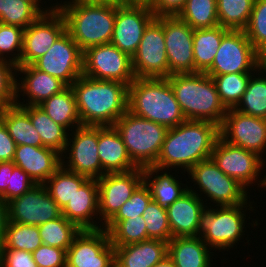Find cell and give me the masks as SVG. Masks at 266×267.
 <instances>
[{
  "label": "cell",
  "instance_id": "6da1fadb",
  "mask_svg": "<svg viewBox=\"0 0 266 267\" xmlns=\"http://www.w3.org/2000/svg\"><path fill=\"white\" fill-rule=\"evenodd\" d=\"M219 126L209 121L186 120L168 129L153 167L169 170L181 167L189 171L195 164L211 158L218 138Z\"/></svg>",
  "mask_w": 266,
  "mask_h": 267
},
{
  "label": "cell",
  "instance_id": "7a4b0ae2",
  "mask_svg": "<svg viewBox=\"0 0 266 267\" xmlns=\"http://www.w3.org/2000/svg\"><path fill=\"white\" fill-rule=\"evenodd\" d=\"M71 87L84 126H113L128 110L126 84L81 75Z\"/></svg>",
  "mask_w": 266,
  "mask_h": 267
},
{
  "label": "cell",
  "instance_id": "3957f363",
  "mask_svg": "<svg viewBox=\"0 0 266 267\" xmlns=\"http://www.w3.org/2000/svg\"><path fill=\"white\" fill-rule=\"evenodd\" d=\"M55 7L64 17L66 31L83 52L89 47L110 43L116 5L70 0Z\"/></svg>",
  "mask_w": 266,
  "mask_h": 267
},
{
  "label": "cell",
  "instance_id": "277c9868",
  "mask_svg": "<svg viewBox=\"0 0 266 267\" xmlns=\"http://www.w3.org/2000/svg\"><path fill=\"white\" fill-rule=\"evenodd\" d=\"M186 120L221 125L227 109L212 77L203 72L171 74L167 77Z\"/></svg>",
  "mask_w": 266,
  "mask_h": 267
},
{
  "label": "cell",
  "instance_id": "5b68a950",
  "mask_svg": "<svg viewBox=\"0 0 266 267\" xmlns=\"http://www.w3.org/2000/svg\"><path fill=\"white\" fill-rule=\"evenodd\" d=\"M128 110L168 129L186 121L168 78H135L128 86Z\"/></svg>",
  "mask_w": 266,
  "mask_h": 267
},
{
  "label": "cell",
  "instance_id": "8992f818",
  "mask_svg": "<svg viewBox=\"0 0 266 267\" xmlns=\"http://www.w3.org/2000/svg\"><path fill=\"white\" fill-rule=\"evenodd\" d=\"M120 133L132 162L138 168L153 167L168 128L127 110L113 125Z\"/></svg>",
  "mask_w": 266,
  "mask_h": 267
},
{
  "label": "cell",
  "instance_id": "52a82bcc",
  "mask_svg": "<svg viewBox=\"0 0 266 267\" xmlns=\"http://www.w3.org/2000/svg\"><path fill=\"white\" fill-rule=\"evenodd\" d=\"M247 204L220 206V208L218 206L217 209L206 206L200 214L197 237L202 238L211 250L233 248L245 232L244 211L254 210L252 204L250 207Z\"/></svg>",
  "mask_w": 266,
  "mask_h": 267
},
{
  "label": "cell",
  "instance_id": "ba28073f",
  "mask_svg": "<svg viewBox=\"0 0 266 267\" xmlns=\"http://www.w3.org/2000/svg\"><path fill=\"white\" fill-rule=\"evenodd\" d=\"M191 181L198 185L200 194H206L215 206L240 205L248 201L247 188L241 185L237 180L227 176L212 160L208 158L195 164L188 173ZM202 192V193H201Z\"/></svg>",
  "mask_w": 266,
  "mask_h": 267
},
{
  "label": "cell",
  "instance_id": "9c48e42d",
  "mask_svg": "<svg viewBox=\"0 0 266 267\" xmlns=\"http://www.w3.org/2000/svg\"><path fill=\"white\" fill-rule=\"evenodd\" d=\"M82 75L96 80L118 81L127 86L136 78L132 58L112 43L92 46L83 52Z\"/></svg>",
  "mask_w": 266,
  "mask_h": 267
},
{
  "label": "cell",
  "instance_id": "30bf717a",
  "mask_svg": "<svg viewBox=\"0 0 266 267\" xmlns=\"http://www.w3.org/2000/svg\"><path fill=\"white\" fill-rule=\"evenodd\" d=\"M259 68V55L244 30H228L207 75L252 73Z\"/></svg>",
  "mask_w": 266,
  "mask_h": 267
},
{
  "label": "cell",
  "instance_id": "8fae6325",
  "mask_svg": "<svg viewBox=\"0 0 266 267\" xmlns=\"http://www.w3.org/2000/svg\"><path fill=\"white\" fill-rule=\"evenodd\" d=\"M66 152L69 155L66 158L68 160L65 162V159L61 158V165L66 169L88 179L98 180L106 174L102 170L98 155V126L81 125L72 130L63 153Z\"/></svg>",
  "mask_w": 266,
  "mask_h": 267
},
{
  "label": "cell",
  "instance_id": "7c38bea8",
  "mask_svg": "<svg viewBox=\"0 0 266 267\" xmlns=\"http://www.w3.org/2000/svg\"><path fill=\"white\" fill-rule=\"evenodd\" d=\"M132 68L136 78L168 77L163 16L155 18L145 29L132 56Z\"/></svg>",
  "mask_w": 266,
  "mask_h": 267
},
{
  "label": "cell",
  "instance_id": "4fadbf2b",
  "mask_svg": "<svg viewBox=\"0 0 266 267\" xmlns=\"http://www.w3.org/2000/svg\"><path fill=\"white\" fill-rule=\"evenodd\" d=\"M32 65L71 86L82 75L83 51L65 31Z\"/></svg>",
  "mask_w": 266,
  "mask_h": 267
},
{
  "label": "cell",
  "instance_id": "5bb4252c",
  "mask_svg": "<svg viewBox=\"0 0 266 267\" xmlns=\"http://www.w3.org/2000/svg\"><path fill=\"white\" fill-rule=\"evenodd\" d=\"M155 18L146 3L116 5L114 30L110 43L132 58L145 29Z\"/></svg>",
  "mask_w": 266,
  "mask_h": 267
},
{
  "label": "cell",
  "instance_id": "9a60e30c",
  "mask_svg": "<svg viewBox=\"0 0 266 267\" xmlns=\"http://www.w3.org/2000/svg\"><path fill=\"white\" fill-rule=\"evenodd\" d=\"M220 138L227 143L256 153L266 151V119L228 109L219 126ZM265 149V150H264Z\"/></svg>",
  "mask_w": 266,
  "mask_h": 267
},
{
  "label": "cell",
  "instance_id": "2e32d148",
  "mask_svg": "<svg viewBox=\"0 0 266 267\" xmlns=\"http://www.w3.org/2000/svg\"><path fill=\"white\" fill-rule=\"evenodd\" d=\"M66 267H115L108 232L104 228L81 230L67 250Z\"/></svg>",
  "mask_w": 266,
  "mask_h": 267
},
{
  "label": "cell",
  "instance_id": "e0dca14e",
  "mask_svg": "<svg viewBox=\"0 0 266 267\" xmlns=\"http://www.w3.org/2000/svg\"><path fill=\"white\" fill-rule=\"evenodd\" d=\"M66 31V23L61 12L54 6L42 14L23 32V49L20 65H32L46 54L54 42Z\"/></svg>",
  "mask_w": 266,
  "mask_h": 267
},
{
  "label": "cell",
  "instance_id": "ac0fdd59",
  "mask_svg": "<svg viewBox=\"0 0 266 267\" xmlns=\"http://www.w3.org/2000/svg\"><path fill=\"white\" fill-rule=\"evenodd\" d=\"M7 205L8 221L20 224L39 226L62 215L44 184H36Z\"/></svg>",
  "mask_w": 266,
  "mask_h": 267
},
{
  "label": "cell",
  "instance_id": "d6986e66",
  "mask_svg": "<svg viewBox=\"0 0 266 267\" xmlns=\"http://www.w3.org/2000/svg\"><path fill=\"white\" fill-rule=\"evenodd\" d=\"M216 165L245 188L256 183L265 161L256 153L227 143L220 137L211 154Z\"/></svg>",
  "mask_w": 266,
  "mask_h": 267
},
{
  "label": "cell",
  "instance_id": "ffe728a7",
  "mask_svg": "<svg viewBox=\"0 0 266 267\" xmlns=\"http://www.w3.org/2000/svg\"><path fill=\"white\" fill-rule=\"evenodd\" d=\"M144 182V169L126 173H106L97 180L99 220L105 225ZM101 217V218H100Z\"/></svg>",
  "mask_w": 266,
  "mask_h": 267
},
{
  "label": "cell",
  "instance_id": "44dd1931",
  "mask_svg": "<svg viewBox=\"0 0 266 267\" xmlns=\"http://www.w3.org/2000/svg\"><path fill=\"white\" fill-rule=\"evenodd\" d=\"M168 77L171 74L194 73V29L178 16H163Z\"/></svg>",
  "mask_w": 266,
  "mask_h": 267
},
{
  "label": "cell",
  "instance_id": "7402d4cb",
  "mask_svg": "<svg viewBox=\"0 0 266 267\" xmlns=\"http://www.w3.org/2000/svg\"><path fill=\"white\" fill-rule=\"evenodd\" d=\"M18 75H25L21 81L16 84V103L18 106H38L46 99H49L54 94L61 92L67 85L60 79L53 77L45 72L36 69L33 65L17 66ZM21 82V84H20ZM19 92H23L22 96H27L26 104L20 102Z\"/></svg>",
  "mask_w": 266,
  "mask_h": 267
},
{
  "label": "cell",
  "instance_id": "603a6c76",
  "mask_svg": "<svg viewBox=\"0 0 266 267\" xmlns=\"http://www.w3.org/2000/svg\"><path fill=\"white\" fill-rule=\"evenodd\" d=\"M98 198L99 187L97 180L87 179L63 208L62 215L80 230L102 229L104 225L99 224V226L94 220L99 215Z\"/></svg>",
  "mask_w": 266,
  "mask_h": 267
},
{
  "label": "cell",
  "instance_id": "cb8c5ba5",
  "mask_svg": "<svg viewBox=\"0 0 266 267\" xmlns=\"http://www.w3.org/2000/svg\"><path fill=\"white\" fill-rule=\"evenodd\" d=\"M200 196L191 186L166 208L172 238L197 236L200 214L206 207Z\"/></svg>",
  "mask_w": 266,
  "mask_h": 267
},
{
  "label": "cell",
  "instance_id": "d4e9b609",
  "mask_svg": "<svg viewBox=\"0 0 266 267\" xmlns=\"http://www.w3.org/2000/svg\"><path fill=\"white\" fill-rule=\"evenodd\" d=\"M13 163L36 184H44L61 166V154L44 146L17 145Z\"/></svg>",
  "mask_w": 266,
  "mask_h": 267
},
{
  "label": "cell",
  "instance_id": "484cf974",
  "mask_svg": "<svg viewBox=\"0 0 266 267\" xmlns=\"http://www.w3.org/2000/svg\"><path fill=\"white\" fill-rule=\"evenodd\" d=\"M98 155L105 173H126L138 168L114 126H98Z\"/></svg>",
  "mask_w": 266,
  "mask_h": 267
},
{
  "label": "cell",
  "instance_id": "4316f807",
  "mask_svg": "<svg viewBox=\"0 0 266 267\" xmlns=\"http://www.w3.org/2000/svg\"><path fill=\"white\" fill-rule=\"evenodd\" d=\"M168 256V242L147 239L114 247L115 267H153Z\"/></svg>",
  "mask_w": 266,
  "mask_h": 267
},
{
  "label": "cell",
  "instance_id": "83f0119b",
  "mask_svg": "<svg viewBox=\"0 0 266 267\" xmlns=\"http://www.w3.org/2000/svg\"><path fill=\"white\" fill-rule=\"evenodd\" d=\"M210 249L200 237H174L168 242V257L175 267H211Z\"/></svg>",
  "mask_w": 266,
  "mask_h": 267
},
{
  "label": "cell",
  "instance_id": "f1b7e54d",
  "mask_svg": "<svg viewBox=\"0 0 266 267\" xmlns=\"http://www.w3.org/2000/svg\"><path fill=\"white\" fill-rule=\"evenodd\" d=\"M20 107L29 115L32 125L41 137L43 146L56 150L61 154V158H66L63 152L66 147L69 131L60 124H57L39 106Z\"/></svg>",
  "mask_w": 266,
  "mask_h": 267
},
{
  "label": "cell",
  "instance_id": "f546056e",
  "mask_svg": "<svg viewBox=\"0 0 266 267\" xmlns=\"http://www.w3.org/2000/svg\"><path fill=\"white\" fill-rule=\"evenodd\" d=\"M0 120L16 145L42 147V140L29 115L18 105L0 108Z\"/></svg>",
  "mask_w": 266,
  "mask_h": 267
},
{
  "label": "cell",
  "instance_id": "4dcf8cb0",
  "mask_svg": "<svg viewBox=\"0 0 266 267\" xmlns=\"http://www.w3.org/2000/svg\"><path fill=\"white\" fill-rule=\"evenodd\" d=\"M38 106L57 124H60L69 131H72L70 128L74 130L82 125L75 94L71 86H67L61 92L54 94Z\"/></svg>",
  "mask_w": 266,
  "mask_h": 267
},
{
  "label": "cell",
  "instance_id": "1f68e13d",
  "mask_svg": "<svg viewBox=\"0 0 266 267\" xmlns=\"http://www.w3.org/2000/svg\"><path fill=\"white\" fill-rule=\"evenodd\" d=\"M229 29L220 25L195 29L193 33L194 73H205L211 66L220 47L223 35Z\"/></svg>",
  "mask_w": 266,
  "mask_h": 267
},
{
  "label": "cell",
  "instance_id": "d6a6232c",
  "mask_svg": "<svg viewBox=\"0 0 266 267\" xmlns=\"http://www.w3.org/2000/svg\"><path fill=\"white\" fill-rule=\"evenodd\" d=\"M160 171L155 167L145 168L144 182L150 188L152 200L167 208L188 190V186L186 185V188L181 187L184 184L180 183L170 172L168 173V170H166L167 172L164 170L163 173Z\"/></svg>",
  "mask_w": 266,
  "mask_h": 267
},
{
  "label": "cell",
  "instance_id": "836d02e7",
  "mask_svg": "<svg viewBox=\"0 0 266 267\" xmlns=\"http://www.w3.org/2000/svg\"><path fill=\"white\" fill-rule=\"evenodd\" d=\"M87 179V177L70 171L61 165L44 185L52 199L63 210Z\"/></svg>",
  "mask_w": 266,
  "mask_h": 267
},
{
  "label": "cell",
  "instance_id": "e575fe53",
  "mask_svg": "<svg viewBox=\"0 0 266 267\" xmlns=\"http://www.w3.org/2000/svg\"><path fill=\"white\" fill-rule=\"evenodd\" d=\"M103 228L108 232L110 242L114 247L139 243L148 239L145 220L142 216L120 222H107Z\"/></svg>",
  "mask_w": 266,
  "mask_h": 267
},
{
  "label": "cell",
  "instance_id": "d590c367",
  "mask_svg": "<svg viewBox=\"0 0 266 267\" xmlns=\"http://www.w3.org/2000/svg\"><path fill=\"white\" fill-rule=\"evenodd\" d=\"M258 72L259 68L253 75L251 74L246 91L234 109L250 116L266 119V76ZM255 73H258L257 78Z\"/></svg>",
  "mask_w": 266,
  "mask_h": 267
},
{
  "label": "cell",
  "instance_id": "8d00e7d4",
  "mask_svg": "<svg viewBox=\"0 0 266 267\" xmlns=\"http://www.w3.org/2000/svg\"><path fill=\"white\" fill-rule=\"evenodd\" d=\"M255 0H217L219 25L230 30H244Z\"/></svg>",
  "mask_w": 266,
  "mask_h": 267
},
{
  "label": "cell",
  "instance_id": "74e56055",
  "mask_svg": "<svg viewBox=\"0 0 266 267\" xmlns=\"http://www.w3.org/2000/svg\"><path fill=\"white\" fill-rule=\"evenodd\" d=\"M178 17L194 30L216 27L219 25L217 0H187Z\"/></svg>",
  "mask_w": 266,
  "mask_h": 267
},
{
  "label": "cell",
  "instance_id": "f35d334b",
  "mask_svg": "<svg viewBox=\"0 0 266 267\" xmlns=\"http://www.w3.org/2000/svg\"><path fill=\"white\" fill-rule=\"evenodd\" d=\"M42 243L38 226L7 222L0 249L34 252Z\"/></svg>",
  "mask_w": 266,
  "mask_h": 267
},
{
  "label": "cell",
  "instance_id": "ab89813d",
  "mask_svg": "<svg viewBox=\"0 0 266 267\" xmlns=\"http://www.w3.org/2000/svg\"><path fill=\"white\" fill-rule=\"evenodd\" d=\"M42 243L68 250L74 237L81 231L63 215L38 226Z\"/></svg>",
  "mask_w": 266,
  "mask_h": 267
},
{
  "label": "cell",
  "instance_id": "60d3db41",
  "mask_svg": "<svg viewBox=\"0 0 266 267\" xmlns=\"http://www.w3.org/2000/svg\"><path fill=\"white\" fill-rule=\"evenodd\" d=\"M251 74L253 73L209 75L213 78L220 101L227 110L235 108L240 102L242 95L246 91Z\"/></svg>",
  "mask_w": 266,
  "mask_h": 267
},
{
  "label": "cell",
  "instance_id": "b9f144b4",
  "mask_svg": "<svg viewBox=\"0 0 266 267\" xmlns=\"http://www.w3.org/2000/svg\"><path fill=\"white\" fill-rule=\"evenodd\" d=\"M42 13L29 1L0 0V23L26 29Z\"/></svg>",
  "mask_w": 266,
  "mask_h": 267
},
{
  "label": "cell",
  "instance_id": "7bdbcfd3",
  "mask_svg": "<svg viewBox=\"0 0 266 267\" xmlns=\"http://www.w3.org/2000/svg\"><path fill=\"white\" fill-rule=\"evenodd\" d=\"M142 217L145 220L148 239H157L164 242H169L172 239L167 209L165 207L151 200L144 210Z\"/></svg>",
  "mask_w": 266,
  "mask_h": 267
},
{
  "label": "cell",
  "instance_id": "ee69618b",
  "mask_svg": "<svg viewBox=\"0 0 266 267\" xmlns=\"http://www.w3.org/2000/svg\"><path fill=\"white\" fill-rule=\"evenodd\" d=\"M244 32L258 53L266 47V0H255Z\"/></svg>",
  "mask_w": 266,
  "mask_h": 267
},
{
  "label": "cell",
  "instance_id": "f6af8a7d",
  "mask_svg": "<svg viewBox=\"0 0 266 267\" xmlns=\"http://www.w3.org/2000/svg\"><path fill=\"white\" fill-rule=\"evenodd\" d=\"M23 32L24 29L19 26L0 23V59L10 61L16 65L20 62L23 49ZM7 55L12 57H7Z\"/></svg>",
  "mask_w": 266,
  "mask_h": 267
},
{
  "label": "cell",
  "instance_id": "bcb514c9",
  "mask_svg": "<svg viewBox=\"0 0 266 267\" xmlns=\"http://www.w3.org/2000/svg\"><path fill=\"white\" fill-rule=\"evenodd\" d=\"M151 200L150 188L143 182L108 222H120L128 218L142 216Z\"/></svg>",
  "mask_w": 266,
  "mask_h": 267
},
{
  "label": "cell",
  "instance_id": "7dc6e473",
  "mask_svg": "<svg viewBox=\"0 0 266 267\" xmlns=\"http://www.w3.org/2000/svg\"><path fill=\"white\" fill-rule=\"evenodd\" d=\"M16 78L17 65L0 59V108L15 105L17 95L16 84L18 81Z\"/></svg>",
  "mask_w": 266,
  "mask_h": 267
},
{
  "label": "cell",
  "instance_id": "c3c4849f",
  "mask_svg": "<svg viewBox=\"0 0 266 267\" xmlns=\"http://www.w3.org/2000/svg\"><path fill=\"white\" fill-rule=\"evenodd\" d=\"M35 185L36 183L30 178V176L20 167L15 165L13 167V172L10 175L7 191L1 196V198L5 203H8L12 199L29 191Z\"/></svg>",
  "mask_w": 266,
  "mask_h": 267
},
{
  "label": "cell",
  "instance_id": "681fc988",
  "mask_svg": "<svg viewBox=\"0 0 266 267\" xmlns=\"http://www.w3.org/2000/svg\"><path fill=\"white\" fill-rule=\"evenodd\" d=\"M32 256L38 267H66L67 250L41 244Z\"/></svg>",
  "mask_w": 266,
  "mask_h": 267
},
{
  "label": "cell",
  "instance_id": "f907efd6",
  "mask_svg": "<svg viewBox=\"0 0 266 267\" xmlns=\"http://www.w3.org/2000/svg\"><path fill=\"white\" fill-rule=\"evenodd\" d=\"M0 267H38L32 253L25 250L0 249Z\"/></svg>",
  "mask_w": 266,
  "mask_h": 267
},
{
  "label": "cell",
  "instance_id": "816d5d0a",
  "mask_svg": "<svg viewBox=\"0 0 266 267\" xmlns=\"http://www.w3.org/2000/svg\"><path fill=\"white\" fill-rule=\"evenodd\" d=\"M187 0H151L148 4L154 16H178Z\"/></svg>",
  "mask_w": 266,
  "mask_h": 267
},
{
  "label": "cell",
  "instance_id": "f5cc1de1",
  "mask_svg": "<svg viewBox=\"0 0 266 267\" xmlns=\"http://www.w3.org/2000/svg\"><path fill=\"white\" fill-rule=\"evenodd\" d=\"M16 146L4 123L0 120V162L13 161Z\"/></svg>",
  "mask_w": 266,
  "mask_h": 267
},
{
  "label": "cell",
  "instance_id": "db71d44e",
  "mask_svg": "<svg viewBox=\"0 0 266 267\" xmlns=\"http://www.w3.org/2000/svg\"><path fill=\"white\" fill-rule=\"evenodd\" d=\"M14 166L13 161L0 162V197L7 191Z\"/></svg>",
  "mask_w": 266,
  "mask_h": 267
},
{
  "label": "cell",
  "instance_id": "11a10c76",
  "mask_svg": "<svg viewBox=\"0 0 266 267\" xmlns=\"http://www.w3.org/2000/svg\"><path fill=\"white\" fill-rule=\"evenodd\" d=\"M7 222H8V205L0 197V246L3 243Z\"/></svg>",
  "mask_w": 266,
  "mask_h": 267
},
{
  "label": "cell",
  "instance_id": "9f6ffc18",
  "mask_svg": "<svg viewBox=\"0 0 266 267\" xmlns=\"http://www.w3.org/2000/svg\"><path fill=\"white\" fill-rule=\"evenodd\" d=\"M259 73H266V47H264L259 53ZM263 70V71H262Z\"/></svg>",
  "mask_w": 266,
  "mask_h": 267
},
{
  "label": "cell",
  "instance_id": "6f0895ef",
  "mask_svg": "<svg viewBox=\"0 0 266 267\" xmlns=\"http://www.w3.org/2000/svg\"><path fill=\"white\" fill-rule=\"evenodd\" d=\"M77 1H83L87 3H107V4H113V5H120L125 3L124 0H77Z\"/></svg>",
  "mask_w": 266,
  "mask_h": 267
},
{
  "label": "cell",
  "instance_id": "680465c9",
  "mask_svg": "<svg viewBox=\"0 0 266 267\" xmlns=\"http://www.w3.org/2000/svg\"><path fill=\"white\" fill-rule=\"evenodd\" d=\"M24 1H29L30 3H32L42 14H45V13H48L54 6H50L49 9L46 8V9H41L40 7L42 5H39V3H41L40 1L41 0H24Z\"/></svg>",
  "mask_w": 266,
  "mask_h": 267
},
{
  "label": "cell",
  "instance_id": "91938a15",
  "mask_svg": "<svg viewBox=\"0 0 266 267\" xmlns=\"http://www.w3.org/2000/svg\"><path fill=\"white\" fill-rule=\"evenodd\" d=\"M153 267H175L172 260L167 256L164 260L157 263Z\"/></svg>",
  "mask_w": 266,
  "mask_h": 267
},
{
  "label": "cell",
  "instance_id": "94428289",
  "mask_svg": "<svg viewBox=\"0 0 266 267\" xmlns=\"http://www.w3.org/2000/svg\"><path fill=\"white\" fill-rule=\"evenodd\" d=\"M125 3H146L149 4L151 0H124Z\"/></svg>",
  "mask_w": 266,
  "mask_h": 267
},
{
  "label": "cell",
  "instance_id": "6125c7cd",
  "mask_svg": "<svg viewBox=\"0 0 266 267\" xmlns=\"http://www.w3.org/2000/svg\"><path fill=\"white\" fill-rule=\"evenodd\" d=\"M261 181H259V179H258V182H260L258 185L259 186H257V187H261V188H266V175H264V178L262 179H260Z\"/></svg>",
  "mask_w": 266,
  "mask_h": 267
}]
</instances>
